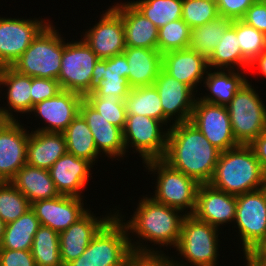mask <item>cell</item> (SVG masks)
I'll list each match as a JSON object with an SVG mask.
<instances>
[{
    "instance_id": "4",
    "label": "cell",
    "mask_w": 266,
    "mask_h": 266,
    "mask_svg": "<svg viewBox=\"0 0 266 266\" xmlns=\"http://www.w3.org/2000/svg\"><path fill=\"white\" fill-rule=\"evenodd\" d=\"M221 231L193 214L185 215L174 257L177 266H218ZM220 253V254H219ZM179 259V260H178ZM182 259V260H181Z\"/></svg>"
},
{
    "instance_id": "44",
    "label": "cell",
    "mask_w": 266,
    "mask_h": 266,
    "mask_svg": "<svg viewBox=\"0 0 266 266\" xmlns=\"http://www.w3.org/2000/svg\"><path fill=\"white\" fill-rule=\"evenodd\" d=\"M62 88L58 80L32 77V108L43 100L56 96Z\"/></svg>"
},
{
    "instance_id": "53",
    "label": "cell",
    "mask_w": 266,
    "mask_h": 266,
    "mask_svg": "<svg viewBox=\"0 0 266 266\" xmlns=\"http://www.w3.org/2000/svg\"><path fill=\"white\" fill-rule=\"evenodd\" d=\"M5 121V119L2 116V112H0V125Z\"/></svg>"
},
{
    "instance_id": "24",
    "label": "cell",
    "mask_w": 266,
    "mask_h": 266,
    "mask_svg": "<svg viewBox=\"0 0 266 266\" xmlns=\"http://www.w3.org/2000/svg\"><path fill=\"white\" fill-rule=\"evenodd\" d=\"M162 70L198 95L204 90L200 89L209 70L208 59L190 48L170 51L162 54Z\"/></svg>"
},
{
    "instance_id": "2",
    "label": "cell",
    "mask_w": 266,
    "mask_h": 266,
    "mask_svg": "<svg viewBox=\"0 0 266 266\" xmlns=\"http://www.w3.org/2000/svg\"><path fill=\"white\" fill-rule=\"evenodd\" d=\"M221 151L190 121L173 124L168 130L163 161L199 184H208Z\"/></svg>"
},
{
    "instance_id": "20",
    "label": "cell",
    "mask_w": 266,
    "mask_h": 266,
    "mask_svg": "<svg viewBox=\"0 0 266 266\" xmlns=\"http://www.w3.org/2000/svg\"><path fill=\"white\" fill-rule=\"evenodd\" d=\"M0 88V95H5L6 99L5 105L1 106L3 118L14 121H20L26 115L27 118L32 110V77L17 72L11 66L0 67Z\"/></svg>"
},
{
    "instance_id": "51",
    "label": "cell",
    "mask_w": 266,
    "mask_h": 266,
    "mask_svg": "<svg viewBox=\"0 0 266 266\" xmlns=\"http://www.w3.org/2000/svg\"><path fill=\"white\" fill-rule=\"evenodd\" d=\"M243 255L244 266H266V264L258 261L250 252H243Z\"/></svg>"
},
{
    "instance_id": "13",
    "label": "cell",
    "mask_w": 266,
    "mask_h": 266,
    "mask_svg": "<svg viewBox=\"0 0 266 266\" xmlns=\"http://www.w3.org/2000/svg\"><path fill=\"white\" fill-rule=\"evenodd\" d=\"M190 122L221 152L239 145L234 138L229 112L225 105L205 102L197 96Z\"/></svg>"
},
{
    "instance_id": "12",
    "label": "cell",
    "mask_w": 266,
    "mask_h": 266,
    "mask_svg": "<svg viewBox=\"0 0 266 266\" xmlns=\"http://www.w3.org/2000/svg\"><path fill=\"white\" fill-rule=\"evenodd\" d=\"M0 16V67L12 66L51 22L45 18Z\"/></svg>"
},
{
    "instance_id": "42",
    "label": "cell",
    "mask_w": 266,
    "mask_h": 266,
    "mask_svg": "<svg viewBox=\"0 0 266 266\" xmlns=\"http://www.w3.org/2000/svg\"><path fill=\"white\" fill-rule=\"evenodd\" d=\"M219 17L216 0H183L182 20L190 28L202 26Z\"/></svg>"
},
{
    "instance_id": "7",
    "label": "cell",
    "mask_w": 266,
    "mask_h": 266,
    "mask_svg": "<svg viewBox=\"0 0 266 266\" xmlns=\"http://www.w3.org/2000/svg\"><path fill=\"white\" fill-rule=\"evenodd\" d=\"M249 79L226 105L234 138L238 144L250 145L266 130V104ZM250 81V82H249Z\"/></svg>"
},
{
    "instance_id": "11",
    "label": "cell",
    "mask_w": 266,
    "mask_h": 266,
    "mask_svg": "<svg viewBox=\"0 0 266 266\" xmlns=\"http://www.w3.org/2000/svg\"><path fill=\"white\" fill-rule=\"evenodd\" d=\"M236 213L232 229L240 242V251L249 252L266 238V186L236 196ZM237 229V230H235Z\"/></svg>"
},
{
    "instance_id": "54",
    "label": "cell",
    "mask_w": 266,
    "mask_h": 266,
    "mask_svg": "<svg viewBox=\"0 0 266 266\" xmlns=\"http://www.w3.org/2000/svg\"><path fill=\"white\" fill-rule=\"evenodd\" d=\"M0 94H1V88H0ZM3 96H0V98H2ZM0 102H1V99H0ZM0 112H2L1 111V104H0Z\"/></svg>"
},
{
    "instance_id": "34",
    "label": "cell",
    "mask_w": 266,
    "mask_h": 266,
    "mask_svg": "<svg viewBox=\"0 0 266 266\" xmlns=\"http://www.w3.org/2000/svg\"><path fill=\"white\" fill-rule=\"evenodd\" d=\"M124 101L127 115H143L163 123L160 97L153 85L131 88Z\"/></svg>"
},
{
    "instance_id": "33",
    "label": "cell",
    "mask_w": 266,
    "mask_h": 266,
    "mask_svg": "<svg viewBox=\"0 0 266 266\" xmlns=\"http://www.w3.org/2000/svg\"><path fill=\"white\" fill-rule=\"evenodd\" d=\"M39 219L30 208L17 220L5 224L0 249L31 250Z\"/></svg>"
},
{
    "instance_id": "38",
    "label": "cell",
    "mask_w": 266,
    "mask_h": 266,
    "mask_svg": "<svg viewBox=\"0 0 266 266\" xmlns=\"http://www.w3.org/2000/svg\"><path fill=\"white\" fill-rule=\"evenodd\" d=\"M191 41V28L181 19L167 23L158 29L157 49L161 54L187 49Z\"/></svg>"
},
{
    "instance_id": "50",
    "label": "cell",
    "mask_w": 266,
    "mask_h": 266,
    "mask_svg": "<svg viewBox=\"0 0 266 266\" xmlns=\"http://www.w3.org/2000/svg\"><path fill=\"white\" fill-rule=\"evenodd\" d=\"M258 261L266 264V238L249 251Z\"/></svg>"
},
{
    "instance_id": "8",
    "label": "cell",
    "mask_w": 266,
    "mask_h": 266,
    "mask_svg": "<svg viewBox=\"0 0 266 266\" xmlns=\"http://www.w3.org/2000/svg\"><path fill=\"white\" fill-rule=\"evenodd\" d=\"M131 251L126 226L115 215L91 240L84 253L66 266H127Z\"/></svg>"
},
{
    "instance_id": "30",
    "label": "cell",
    "mask_w": 266,
    "mask_h": 266,
    "mask_svg": "<svg viewBox=\"0 0 266 266\" xmlns=\"http://www.w3.org/2000/svg\"><path fill=\"white\" fill-rule=\"evenodd\" d=\"M31 203L59 196L49 170L25 164L10 181Z\"/></svg>"
},
{
    "instance_id": "21",
    "label": "cell",
    "mask_w": 266,
    "mask_h": 266,
    "mask_svg": "<svg viewBox=\"0 0 266 266\" xmlns=\"http://www.w3.org/2000/svg\"><path fill=\"white\" fill-rule=\"evenodd\" d=\"M94 165L66 152L49 169L51 179L59 195L86 198L85 187L92 177ZM90 180V181H89Z\"/></svg>"
},
{
    "instance_id": "45",
    "label": "cell",
    "mask_w": 266,
    "mask_h": 266,
    "mask_svg": "<svg viewBox=\"0 0 266 266\" xmlns=\"http://www.w3.org/2000/svg\"><path fill=\"white\" fill-rule=\"evenodd\" d=\"M256 0H216L219 16L241 20Z\"/></svg>"
},
{
    "instance_id": "39",
    "label": "cell",
    "mask_w": 266,
    "mask_h": 266,
    "mask_svg": "<svg viewBox=\"0 0 266 266\" xmlns=\"http://www.w3.org/2000/svg\"><path fill=\"white\" fill-rule=\"evenodd\" d=\"M31 208L28 199L10 181L0 182V219L8 224Z\"/></svg>"
},
{
    "instance_id": "17",
    "label": "cell",
    "mask_w": 266,
    "mask_h": 266,
    "mask_svg": "<svg viewBox=\"0 0 266 266\" xmlns=\"http://www.w3.org/2000/svg\"><path fill=\"white\" fill-rule=\"evenodd\" d=\"M109 210L97 217L94 211L89 210L68 229L59 233L61 260L64 266L79 258L91 240L116 215V208Z\"/></svg>"
},
{
    "instance_id": "18",
    "label": "cell",
    "mask_w": 266,
    "mask_h": 266,
    "mask_svg": "<svg viewBox=\"0 0 266 266\" xmlns=\"http://www.w3.org/2000/svg\"><path fill=\"white\" fill-rule=\"evenodd\" d=\"M22 122L5 120L0 125V182L11 181L26 164L30 130Z\"/></svg>"
},
{
    "instance_id": "25",
    "label": "cell",
    "mask_w": 266,
    "mask_h": 266,
    "mask_svg": "<svg viewBox=\"0 0 266 266\" xmlns=\"http://www.w3.org/2000/svg\"><path fill=\"white\" fill-rule=\"evenodd\" d=\"M129 65L124 53L98 59L91 78V92L95 95L115 94L121 100L129 95Z\"/></svg>"
},
{
    "instance_id": "27",
    "label": "cell",
    "mask_w": 266,
    "mask_h": 266,
    "mask_svg": "<svg viewBox=\"0 0 266 266\" xmlns=\"http://www.w3.org/2000/svg\"><path fill=\"white\" fill-rule=\"evenodd\" d=\"M246 72L248 73L243 70L209 69L202 85L207 93L205 90L198 93L199 98L205 102L226 106L249 80Z\"/></svg>"
},
{
    "instance_id": "46",
    "label": "cell",
    "mask_w": 266,
    "mask_h": 266,
    "mask_svg": "<svg viewBox=\"0 0 266 266\" xmlns=\"http://www.w3.org/2000/svg\"><path fill=\"white\" fill-rule=\"evenodd\" d=\"M241 20L266 35V0H256Z\"/></svg>"
},
{
    "instance_id": "10",
    "label": "cell",
    "mask_w": 266,
    "mask_h": 266,
    "mask_svg": "<svg viewBox=\"0 0 266 266\" xmlns=\"http://www.w3.org/2000/svg\"><path fill=\"white\" fill-rule=\"evenodd\" d=\"M99 58L82 39L66 41L63 36V53L58 82L62 90L85 97L91 93V78L94 65Z\"/></svg>"
},
{
    "instance_id": "22",
    "label": "cell",
    "mask_w": 266,
    "mask_h": 266,
    "mask_svg": "<svg viewBox=\"0 0 266 266\" xmlns=\"http://www.w3.org/2000/svg\"><path fill=\"white\" fill-rule=\"evenodd\" d=\"M236 205L235 195L215 189L209 184H200L193 215L223 231L226 224H234Z\"/></svg>"
},
{
    "instance_id": "40",
    "label": "cell",
    "mask_w": 266,
    "mask_h": 266,
    "mask_svg": "<svg viewBox=\"0 0 266 266\" xmlns=\"http://www.w3.org/2000/svg\"><path fill=\"white\" fill-rule=\"evenodd\" d=\"M84 99L94 107L109 123L123 130L127 119L125 101L115 94H87Z\"/></svg>"
},
{
    "instance_id": "16",
    "label": "cell",
    "mask_w": 266,
    "mask_h": 266,
    "mask_svg": "<svg viewBox=\"0 0 266 266\" xmlns=\"http://www.w3.org/2000/svg\"><path fill=\"white\" fill-rule=\"evenodd\" d=\"M83 98L82 95L75 92L60 91L56 96L43 100L33 106L29 117L32 114L36 118L34 120L39 119V127H36V125L34 128L27 127L30 130L32 129L31 131L63 133L78 115Z\"/></svg>"
},
{
    "instance_id": "19",
    "label": "cell",
    "mask_w": 266,
    "mask_h": 266,
    "mask_svg": "<svg viewBox=\"0 0 266 266\" xmlns=\"http://www.w3.org/2000/svg\"><path fill=\"white\" fill-rule=\"evenodd\" d=\"M83 199L85 200L81 197L59 195L55 198L31 203V209L39 219L40 225L60 233L90 210V205L88 208Z\"/></svg>"
},
{
    "instance_id": "36",
    "label": "cell",
    "mask_w": 266,
    "mask_h": 266,
    "mask_svg": "<svg viewBox=\"0 0 266 266\" xmlns=\"http://www.w3.org/2000/svg\"><path fill=\"white\" fill-rule=\"evenodd\" d=\"M231 22L230 18L219 16L202 26L192 28L189 48L208 59Z\"/></svg>"
},
{
    "instance_id": "41",
    "label": "cell",
    "mask_w": 266,
    "mask_h": 266,
    "mask_svg": "<svg viewBox=\"0 0 266 266\" xmlns=\"http://www.w3.org/2000/svg\"><path fill=\"white\" fill-rule=\"evenodd\" d=\"M235 31L242 55L251 63L266 49V35L242 20H235Z\"/></svg>"
},
{
    "instance_id": "14",
    "label": "cell",
    "mask_w": 266,
    "mask_h": 266,
    "mask_svg": "<svg viewBox=\"0 0 266 266\" xmlns=\"http://www.w3.org/2000/svg\"><path fill=\"white\" fill-rule=\"evenodd\" d=\"M83 31L80 37H83L82 39L99 59L121 54L126 48L121 14L112 5L102 10V14L93 26Z\"/></svg>"
},
{
    "instance_id": "28",
    "label": "cell",
    "mask_w": 266,
    "mask_h": 266,
    "mask_svg": "<svg viewBox=\"0 0 266 266\" xmlns=\"http://www.w3.org/2000/svg\"><path fill=\"white\" fill-rule=\"evenodd\" d=\"M66 152V139L63 133L30 131L26 164L49 170Z\"/></svg>"
},
{
    "instance_id": "35",
    "label": "cell",
    "mask_w": 266,
    "mask_h": 266,
    "mask_svg": "<svg viewBox=\"0 0 266 266\" xmlns=\"http://www.w3.org/2000/svg\"><path fill=\"white\" fill-rule=\"evenodd\" d=\"M36 266H64L61 260L59 233L40 225L31 248Z\"/></svg>"
},
{
    "instance_id": "47",
    "label": "cell",
    "mask_w": 266,
    "mask_h": 266,
    "mask_svg": "<svg viewBox=\"0 0 266 266\" xmlns=\"http://www.w3.org/2000/svg\"><path fill=\"white\" fill-rule=\"evenodd\" d=\"M0 266H36L31 250L0 249Z\"/></svg>"
},
{
    "instance_id": "26",
    "label": "cell",
    "mask_w": 266,
    "mask_h": 266,
    "mask_svg": "<svg viewBox=\"0 0 266 266\" xmlns=\"http://www.w3.org/2000/svg\"><path fill=\"white\" fill-rule=\"evenodd\" d=\"M120 2V3H119ZM111 4L124 24L126 47L157 49L158 28L139 12L128 0Z\"/></svg>"
},
{
    "instance_id": "3",
    "label": "cell",
    "mask_w": 266,
    "mask_h": 266,
    "mask_svg": "<svg viewBox=\"0 0 266 266\" xmlns=\"http://www.w3.org/2000/svg\"><path fill=\"white\" fill-rule=\"evenodd\" d=\"M208 184L237 196L265 187L266 172L256 159L251 146L239 144L220 153Z\"/></svg>"
},
{
    "instance_id": "37",
    "label": "cell",
    "mask_w": 266,
    "mask_h": 266,
    "mask_svg": "<svg viewBox=\"0 0 266 266\" xmlns=\"http://www.w3.org/2000/svg\"><path fill=\"white\" fill-rule=\"evenodd\" d=\"M129 2L158 29L182 18L183 0H129Z\"/></svg>"
},
{
    "instance_id": "48",
    "label": "cell",
    "mask_w": 266,
    "mask_h": 266,
    "mask_svg": "<svg viewBox=\"0 0 266 266\" xmlns=\"http://www.w3.org/2000/svg\"><path fill=\"white\" fill-rule=\"evenodd\" d=\"M256 159L260 162L262 169L266 172V130H264L251 144Z\"/></svg>"
},
{
    "instance_id": "43",
    "label": "cell",
    "mask_w": 266,
    "mask_h": 266,
    "mask_svg": "<svg viewBox=\"0 0 266 266\" xmlns=\"http://www.w3.org/2000/svg\"><path fill=\"white\" fill-rule=\"evenodd\" d=\"M127 266H177L173 255L168 252H139L129 253Z\"/></svg>"
},
{
    "instance_id": "32",
    "label": "cell",
    "mask_w": 266,
    "mask_h": 266,
    "mask_svg": "<svg viewBox=\"0 0 266 266\" xmlns=\"http://www.w3.org/2000/svg\"><path fill=\"white\" fill-rule=\"evenodd\" d=\"M63 134L66 139L68 153L97 166V162L101 161L99 158L102 156L96 148L93 135L86 120L80 113L72 120Z\"/></svg>"
},
{
    "instance_id": "15",
    "label": "cell",
    "mask_w": 266,
    "mask_h": 266,
    "mask_svg": "<svg viewBox=\"0 0 266 266\" xmlns=\"http://www.w3.org/2000/svg\"><path fill=\"white\" fill-rule=\"evenodd\" d=\"M153 86L160 97L163 124L168 129L175 123L190 121L198 95L188 85L161 70Z\"/></svg>"
},
{
    "instance_id": "29",
    "label": "cell",
    "mask_w": 266,
    "mask_h": 266,
    "mask_svg": "<svg viewBox=\"0 0 266 266\" xmlns=\"http://www.w3.org/2000/svg\"><path fill=\"white\" fill-rule=\"evenodd\" d=\"M131 88L152 86L162 70V54L158 49L126 47Z\"/></svg>"
},
{
    "instance_id": "49",
    "label": "cell",
    "mask_w": 266,
    "mask_h": 266,
    "mask_svg": "<svg viewBox=\"0 0 266 266\" xmlns=\"http://www.w3.org/2000/svg\"><path fill=\"white\" fill-rule=\"evenodd\" d=\"M254 69L255 71H250ZM248 72L256 74L259 72L257 75H261V78L266 79V49L251 62Z\"/></svg>"
},
{
    "instance_id": "6",
    "label": "cell",
    "mask_w": 266,
    "mask_h": 266,
    "mask_svg": "<svg viewBox=\"0 0 266 266\" xmlns=\"http://www.w3.org/2000/svg\"><path fill=\"white\" fill-rule=\"evenodd\" d=\"M52 21L37 35L11 66L30 77L57 80L63 53V35Z\"/></svg>"
},
{
    "instance_id": "23",
    "label": "cell",
    "mask_w": 266,
    "mask_h": 266,
    "mask_svg": "<svg viewBox=\"0 0 266 266\" xmlns=\"http://www.w3.org/2000/svg\"><path fill=\"white\" fill-rule=\"evenodd\" d=\"M79 113L86 120L99 154L111 161H123L126 156V148L123 140V130L109 123L102 115L92 107L84 98L80 103Z\"/></svg>"
},
{
    "instance_id": "5",
    "label": "cell",
    "mask_w": 266,
    "mask_h": 266,
    "mask_svg": "<svg viewBox=\"0 0 266 266\" xmlns=\"http://www.w3.org/2000/svg\"><path fill=\"white\" fill-rule=\"evenodd\" d=\"M145 167V168H144ZM144 171L152 174L155 185L148 194L154 201L193 214L200 184L184 173L171 168L162 159L149 160L143 164Z\"/></svg>"
},
{
    "instance_id": "1",
    "label": "cell",
    "mask_w": 266,
    "mask_h": 266,
    "mask_svg": "<svg viewBox=\"0 0 266 266\" xmlns=\"http://www.w3.org/2000/svg\"><path fill=\"white\" fill-rule=\"evenodd\" d=\"M141 196L130 217L126 218L128 214L118 210L121 209L119 205L115 206L116 216L126 226L131 249L139 252H168L169 247L170 250L175 249L185 214L154 201L147 194Z\"/></svg>"
},
{
    "instance_id": "31",
    "label": "cell",
    "mask_w": 266,
    "mask_h": 266,
    "mask_svg": "<svg viewBox=\"0 0 266 266\" xmlns=\"http://www.w3.org/2000/svg\"><path fill=\"white\" fill-rule=\"evenodd\" d=\"M250 64L242 55L235 31V20H232L222 39L208 58L209 69L249 71Z\"/></svg>"
},
{
    "instance_id": "9",
    "label": "cell",
    "mask_w": 266,
    "mask_h": 266,
    "mask_svg": "<svg viewBox=\"0 0 266 266\" xmlns=\"http://www.w3.org/2000/svg\"><path fill=\"white\" fill-rule=\"evenodd\" d=\"M168 128L159 120L143 115H127L123 128L126 155L131 152L149 160L163 159L167 149ZM130 149V152H129Z\"/></svg>"
},
{
    "instance_id": "52",
    "label": "cell",
    "mask_w": 266,
    "mask_h": 266,
    "mask_svg": "<svg viewBox=\"0 0 266 266\" xmlns=\"http://www.w3.org/2000/svg\"><path fill=\"white\" fill-rule=\"evenodd\" d=\"M4 230H5V223L0 219V242L4 234Z\"/></svg>"
}]
</instances>
